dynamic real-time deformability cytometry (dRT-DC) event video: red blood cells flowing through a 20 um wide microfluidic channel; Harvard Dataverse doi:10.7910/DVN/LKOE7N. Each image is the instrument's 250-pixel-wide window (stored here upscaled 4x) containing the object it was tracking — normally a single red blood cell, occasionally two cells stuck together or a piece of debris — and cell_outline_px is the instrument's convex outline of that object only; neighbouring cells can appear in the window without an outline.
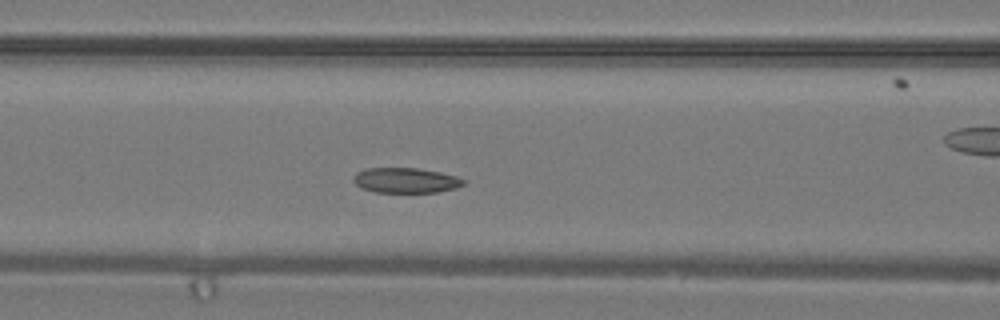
{"species": "common noctule bat (a hibernating species)", "species_latin": "Nyctalus noctula", "temperature_condition": "warm", "stored_images_in_passage": 35, "camera_frame_rate_fps": 3000, "um_per_image_px": 0.085, "animal": {"sex": "male", "body_mass_g": 19.2, "forearm_length_mm": 51.8}, "frame": {"image": 1, "passage_image": 11, "time_ms": 3.333, "image_size_px": [1000, 320], "cell_outline_px": [[464, 184], [456, 188], [436, 192], [372, 192], [360, 188], [352, 180], [352, 176], [356, 172], [368, 168], [416, 168], [440, 172], [456, 176], [464, 180]], "centroid_in_image_um": [34.43, 15.33], "position_along_channel_um": 132.2, "area_um2": 16.18}}
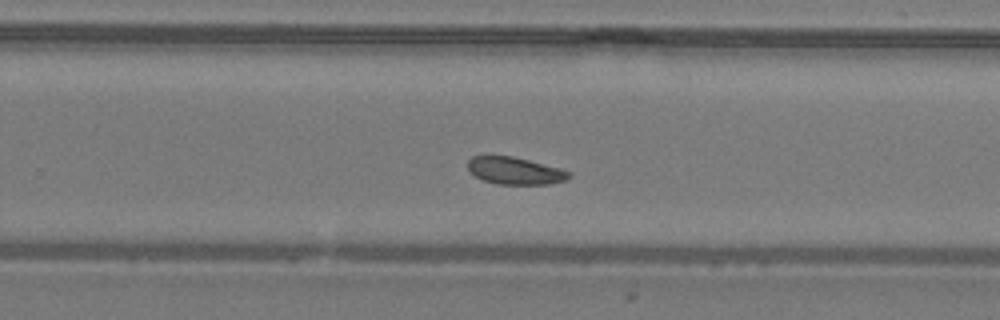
{"frame": {"image": 2, "passage_image": 20, "time_ms": 6.333, "image_size_px": [1000, 320], "cell_outline_px": [[572, 176], [568, 180], [548, 184], [496, 184], [484, 180], [476, 176], [468, 168], [468, 160], [472, 156], [512, 156], [560, 168], [572, 172]], "centroid_in_image_um": [43.82, 14.52], "position_along_channel_um": 286.0, "area_um2": 16.01}}
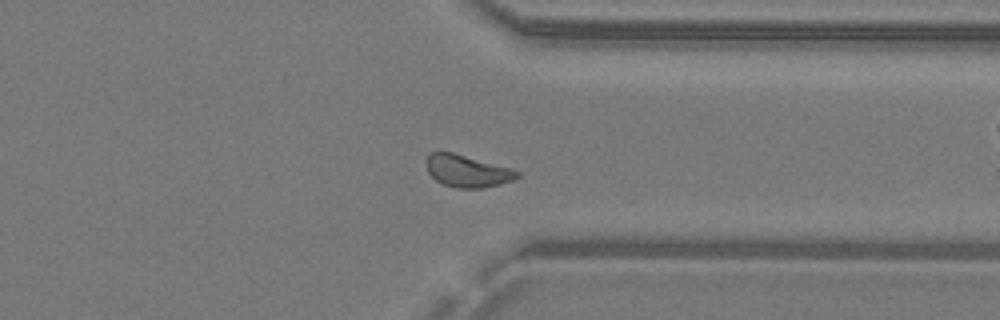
{"frame": {"image": 3, "passage_image": 25, "time_ms": 8.0, "image_size_px": [1000, 320], "cell_outline_px": [[520, 176], [512, 180], [500, 184], [484, 188], [456, 188], [444, 184], [436, 180], [428, 172], [428, 156], [432, 152], [452, 152], [512, 168], [520, 172]], "centroid_in_image_um": [39.76, 14.55], "position_along_channel_um": 371.6, "area_um2": 16.82}}